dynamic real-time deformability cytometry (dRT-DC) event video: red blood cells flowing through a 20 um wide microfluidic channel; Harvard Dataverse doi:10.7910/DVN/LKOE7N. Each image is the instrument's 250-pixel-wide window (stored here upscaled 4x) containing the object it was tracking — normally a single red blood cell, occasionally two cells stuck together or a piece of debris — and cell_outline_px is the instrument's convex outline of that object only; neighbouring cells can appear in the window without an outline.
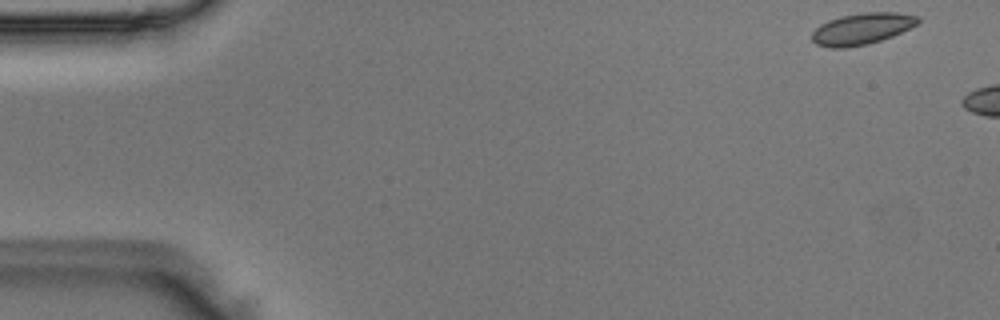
{"species": "Egyptian fruit bat (a non-hibernating species)", "species_latin": "Rousettus aegyptiacus", "temperature_condition": "room temperature", "stored_images_in_passage": 5, "camera_frame_rate_fps": 3000, "um_per_image_px": 0.085, "animal": {"sex": "male"}, "frame": {"image": 1, "passage_image": 1, "time_ms": 0.0, "image_size_px": [1000, 320], "cell_outline_px": [[920, 20], [916, 24], [892, 36], [868, 44], [844, 48], [828, 48], [816, 44], [812, 40], [812, 32], [820, 24], [828, 20], [840, 16], [864, 12], [896, 12], [920, 16]], "centroid_in_image_um": [73.23, 2.44], "position_along_channel_um": 11.8, "area_um2": 19.42}}